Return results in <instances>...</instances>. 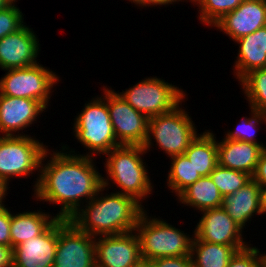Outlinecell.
<instances>
[{"mask_svg": "<svg viewBox=\"0 0 266 267\" xmlns=\"http://www.w3.org/2000/svg\"><path fill=\"white\" fill-rule=\"evenodd\" d=\"M61 147L60 152L45 150L33 196L37 201L60 205L56 216L69 219L98 193L103 176L94 165V157L77 154L68 145Z\"/></svg>", "mask_w": 266, "mask_h": 267, "instance_id": "obj_1", "label": "cell"}, {"mask_svg": "<svg viewBox=\"0 0 266 267\" xmlns=\"http://www.w3.org/2000/svg\"><path fill=\"white\" fill-rule=\"evenodd\" d=\"M104 190L108 188L102 186L69 220L80 231L93 237L134 231L145 207L134 197L118 193L117 190L104 195Z\"/></svg>", "mask_w": 266, "mask_h": 267, "instance_id": "obj_2", "label": "cell"}, {"mask_svg": "<svg viewBox=\"0 0 266 267\" xmlns=\"http://www.w3.org/2000/svg\"><path fill=\"white\" fill-rule=\"evenodd\" d=\"M144 146L121 145L112 149L104 156L106 177H102V185L107 188L111 183L121 191L118 193L134 197L141 204L152 194L153 183L145 165ZM110 181V182H109Z\"/></svg>", "mask_w": 266, "mask_h": 267, "instance_id": "obj_3", "label": "cell"}, {"mask_svg": "<svg viewBox=\"0 0 266 267\" xmlns=\"http://www.w3.org/2000/svg\"><path fill=\"white\" fill-rule=\"evenodd\" d=\"M104 94V95H103ZM100 97L92 98L74 119L73 135L79 143L88 149V153L80 154L95 157L104 156L112 149L121 146L111 123L106 103V87ZM94 155V156H93Z\"/></svg>", "mask_w": 266, "mask_h": 267, "instance_id": "obj_4", "label": "cell"}, {"mask_svg": "<svg viewBox=\"0 0 266 267\" xmlns=\"http://www.w3.org/2000/svg\"><path fill=\"white\" fill-rule=\"evenodd\" d=\"M147 214L144 210L134 229L140 242L142 259L191 255L192 235L174 227L166 220Z\"/></svg>", "mask_w": 266, "mask_h": 267, "instance_id": "obj_5", "label": "cell"}, {"mask_svg": "<svg viewBox=\"0 0 266 267\" xmlns=\"http://www.w3.org/2000/svg\"><path fill=\"white\" fill-rule=\"evenodd\" d=\"M182 103L170 112L149 118L148 136L144 144L146 152L150 151L154 142L169 158L182 155L189 148L199 133L189 112L181 108Z\"/></svg>", "mask_w": 266, "mask_h": 267, "instance_id": "obj_6", "label": "cell"}, {"mask_svg": "<svg viewBox=\"0 0 266 267\" xmlns=\"http://www.w3.org/2000/svg\"><path fill=\"white\" fill-rule=\"evenodd\" d=\"M48 146L36 137L26 135L0 136V179L8 186L10 179L28 178L38 172L33 190L39 180L42 156ZM36 170V171H35ZM34 171V172H33ZM15 176V177H14ZM28 176V177H27Z\"/></svg>", "mask_w": 266, "mask_h": 267, "instance_id": "obj_7", "label": "cell"}, {"mask_svg": "<svg viewBox=\"0 0 266 267\" xmlns=\"http://www.w3.org/2000/svg\"><path fill=\"white\" fill-rule=\"evenodd\" d=\"M119 95L136 111L148 119L172 111L182 101L185 102L186 91L165 82L161 78L146 77Z\"/></svg>", "mask_w": 266, "mask_h": 267, "instance_id": "obj_8", "label": "cell"}, {"mask_svg": "<svg viewBox=\"0 0 266 267\" xmlns=\"http://www.w3.org/2000/svg\"><path fill=\"white\" fill-rule=\"evenodd\" d=\"M5 71L0 79V95L37 100L48 108L52 89L60 82L58 74L39 63Z\"/></svg>", "mask_w": 266, "mask_h": 267, "instance_id": "obj_9", "label": "cell"}, {"mask_svg": "<svg viewBox=\"0 0 266 267\" xmlns=\"http://www.w3.org/2000/svg\"><path fill=\"white\" fill-rule=\"evenodd\" d=\"M53 267H96L95 237L69 219L58 218V243Z\"/></svg>", "mask_w": 266, "mask_h": 267, "instance_id": "obj_10", "label": "cell"}, {"mask_svg": "<svg viewBox=\"0 0 266 267\" xmlns=\"http://www.w3.org/2000/svg\"><path fill=\"white\" fill-rule=\"evenodd\" d=\"M106 103L118 143L144 146L149 119L133 109L112 87L109 89L106 86Z\"/></svg>", "mask_w": 266, "mask_h": 267, "instance_id": "obj_11", "label": "cell"}, {"mask_svg": "<svg viewBox=\"0 0 266 267\" xmlns=\"http://www.w3.org/2000/svg\"><path fill=\"white\" fill-rule=\"evenodd\" d=\"M96 267H134L141 259L135 231L95 237Z\"/></svg>", "mask_w": 266, "mask_h": 267, "instance_id": "obj_12", "label": "cell"}, {"mask_svg": "<svg viewBox=\"0 0 266 267\" xmlns=\"http://www.w3.org/2000/svg\"><path fill=\"white\" fill-rule=\"evenodd\" d=\"M40 50L35 32L24 25L0 39V68L5 71L33 66L39 63L37 57Z\"/></svg>", "mask_w": 266, "mask_h": 267, "instance_id": "obj_13", "label": "cell"}, {"mask_svg": "<svg viewBox=\"0 0 266 267\" xmlns=\"http://www.w3.org/2000/svg\"><path fill=\"white\" fill-rule=\"evenodd\" d=\"M201 214L202 217L192 234L193 240L223 245H248L242 237L243 229L222 207L206 209L201 211Z\"/></svg>", "mask_w": 266, "mask_h": 267, "instance_id": "obj_14", "label": "cell"}, {"mask_svg": "<svg viewBox=\"0 0 266 267\" xmlns=\"http://www.w3.org/2000/svg\"><path fill=\"white\" fill-rule=\"evenodd\" d=\"M58 243V218L39 236L13 248V267H53Z\"/></svg>", "mask_w": 266, "mask_h": 267, "instance_id": "obj_15", "label": "cell"}, {"mask_svg": "<svg viewBox=\"0 0 266 267\" xmlns=\"http://www.w3.org/2000/svg\"><path fill=\"white\" fill-rule=\"evenodd\" d=\"M263 26H266V0H244L212 27H217L232 41H236Z\"/></svg>", "mask_w": 266, "mask_h": 267, "instance_id": "obj_16", "label": "cell"}, {"mask_svg": "<svg viewBox=\"0 0 266 267\" xmlns=\"http://www.w3.org/2000/svg\"><path fill=\"white\" fill-rule=\"evenodd\" d=\"M44 110L46 107L37 100L0 95V133L2 136L25 135V129L36 123Z\"/></svg>", "mask_w": 266, "mask_h": 267, "instance_id": "obj_17", "label": "cell"}, {"mask_svg": "<svg viewBox=\"0 0 266 267\" xmlns=\"http://www.w3.org/2000/svg\"><path fill=\"white\" fill-rule=\"evenodd\" d=\"M219 141L217 140L218 165L245 172L252 177L259 158L266 147L251 142L225 138Z\"/></svg>", "mask_w": 266, "mask_h": 267, "instance_id": "obj_18", "label": "cell"}, {"mask_svg": "<svg viewBox=\"0 0 266 267\" xmlns=\"http://www.w3.org/2000/svg\"><path fill=\"white\" fill-rule=\"evenodd\" d=\"M235 42L238 44L239 50L237 60L233 65V72L239 82L251 71L266 66V26L240 37Z\"/></svg>", "mask_w": 266, "mask_h": 267, "instance_id": "obj_19", "label": "cell"}, {"mask_svg": "<svg viewBox=\"0 0 266 267\" xmlns=\"http://www.w3.org/2000/svg\"><path fill=\"white\" fill-rule=\"evenodd\" d=\"M259 197L260 186L251 179L236 193L224 196L221 207L238 226L244 229L254 213L261 216Z\"/></svg>", "mask_w": 266, "mask_h": 267, "instance_id": "obj_20", "label": "cell"}, {"mask_svg": "<svg viewBox=\"0 0 266 267\" xmlns=\"http://www.w3.org/2000/svg\"><path fill=\"white\" fill-rule=\"evenodd\" d=\"M58 217L49 212L24 211L22 213L11 212L10 236L11 247L19 245L26 240L42 234Z\"/></svg>", "mask_w": 266, "mask_h": 267, "instance_id": "obj_21", "label": "cell"}, {"mask_svg": "<svg viewBox=\"0 0 266 267\" xmlns=\"http://www.w3.org/2000/svg\"><path fill=\"white\" fill-rule=\"evenodd\" d=\"M184 206L201 212L206 209L220 208L222 195L210 176H202L195 183L184 189L177 197Z\"/></svg>", "mask_w": 266, "mask_h": 267, "instance_id": "obj_22", "label": "cell"}, {"mask_svg": "<svg viewBox=\"0 0 266 267\" xmlns=\"http://www.w3.org/2000/svg\"><path fill=\"white\" fill-rule=\"evenodd\" d=\"M210 131L198 134L184 153L201 177L209 176L218 165L217 139L213 131Z\"/></svg>", "mask_w": 266, "mask_h": 267, "instance_id": "obj_23", "label": "cell"}, {"mask_svg": "<svg viewBox=\"0 0 266 267\" xmlns=\"http://www.w3.org/2000/svg\"><path fill=\"white\" fill-rule=\"evenodd\" d=\"M248 245H223L201 240H192L191 258L193 267H228L231 257Z\"/></svg>", "mask_w": 266, "mask_h": 267, "instance_id": "obj_24", "label": "cell"}, {"mask_svg": "<svg viewBox=\"0 0 266 267\" xmlns=\"http://www.w3.org/2000/svg\"><path fill=\"white\" fill-rule=\"evenodd\" d=\"M171 164L168 171L167 186L175 196H178L184 189L195 183L201 175L195 170L192 161L185 155L170 157Z\"/></svg>", "mask_w": 266, "mask_h": 267, "instance_id": "obj_25", "label": "cell"}, {"mask_svg": "<svg viewBox=\"0 0 266 267\" xmlns=\"http://www.w3.org/2000/svg\"><path fill=\"white\" fill-rule=\"evenodd\" d=\"M249 107L266 115V66L245 75L239 82Z\"/></svg>", "mask_w": 266, "mask_h": 267, "instance_id": "obj_26", "label": "cell"}, {"mask_svg": "<svg viewBox=\"0 0 266 267\" xmlns=\"http://www.w3.org/2000/svg\"><path fill=\"white\" fill-rule=\"evenodd\" d=\"M209 176L217 186L222 197L236 193L252 179L245 172L224 168L220 165H217Z\"/></svg>", "mask_w": 266, "mask_h": 267, "instance_id": "obj_27", "label": "cell"}, {"mask_svg": "<svg viewBox=\"0 0 266 267\" xmlns=\"http://www.w3.org/2000/svg\"><path fill=\"white\" fill-rule=\"evenodd\" d=\"M244 0H191L198 5L199 19L203 25L212 27L225 14L233 11Z\"/></svg>", "mask_w": 266, "mask_h": 267, "instance_id": "obj_28", "label": "cell"}, {"mask_svg": "<svg viewBox=\"0 0 266 267\" xmlns=\"http://www.w3.org/2000/svg\"><path fill=\"white\" fill-rule=\"evenodd\" d=\"M251 116L250 117H243L241 122L237 124L236 129L234 131H226L224 138L230 140H237V141H246L255 144H259L261 147H266L265 144L262 142H258V138L256 137V133L258 130L259 124H266V115H263L260 112H257L255 109L250 108ZM257 140V141H256Z\"/></svg>", "mask_w": 266, "mask_h": 267, "instance_id": "obj_29", "label": "cell"}, {"mask_svg": "<svg viewBox=\"0 0 266 267\" xmlns=\"http://www.w3.org/2000/svg\"><path fill=\"white\" fill-rule=\"evenodd\" d=\"M22 11L17 7L16 2L0 10V39L8 34L18 31L26 24Z\"/></svg>", "mask_w": 266, "mask_h": 267, "instance_id": "obj_30", "label": "cell"}, {"mask_svg": "<svg viewBox=\"0 0 266 267\" xmlns=\"http://www.w3.org/2000/svg\"><path fill=\"white\" fill-rule=\"evenodd\" d=\"M251 245L238 250L231 257L228 267H266V254H261L258 247Z\"/></svg>", "mask_w": 266, "mask_h": 267, "instance_id": "obj_31", "label": "cell"}, {"mask_svg": "<svg viewBox=\"0 0 266 267\" xmlns=\"http://www.w3.org/2000/svg\"><path fill=\"white\" fill-rule=\"evenodd\" d=\"M10 224V209L5 206L0 207V245L11 246Z\"/></svg>", "mask_w": 266, "mask_h": 267, "instance_id": "obj_32", "label": "cell"}, {"mask_svg": "<svg viewBox=\"0 0 266 267\" xmlns=\"http://www.w3.org/2000/svg\"><path fill=\"white\" fill-rule=\"evenodd\" d=\"M151 261L154 267H193L191 255L160 257Z\"/></svg>", "mask_w": 266, "mask_h": 267, "instance_id": "obj_33", "label": "cell"}, {"mask_svg": "<svg viewBox=\"0 0 266 267\" xmlns=\"http://www.w3.org/2000/svg\"><path fill=\"white\" fill-rule=\"evenodd\" d=\"M252 179L260 186L266 187V148L263 150L257 163Z\"/></svg>", "mask_w": 266, "mask_h": 267, "instance_id": "obj_34", "label": "cell"}, {"mask_svg": "<svg viewBox=\"0 0 266 267\" xmlns=\"http://www.w3.org/2000/svg\"><path fill=\"white\" fill-rule=\"evenodd\" d=\"M13 248L0 245V267H13Z\"/></svg>", "mask_w": 266, "mask_h": 267, "instance_id": "obj_35", "label": "cell"}, {"mask_svg": "<svg viewBox=\"0 0 266 267\" xmlns=\"http://www.w3.org/2000/svg\"><path fill=\"white\" fill-rule=\"evenodd\" d=\"M128 1V0H127ZM182 2L183 0H129V2H131V3H134L135 5H137L138 7H151V6H156L157 7V5H159V6H163V5H165V7H166V5L168 6V5H170V4H172L173 5V3H178V2Z\"/></svg>", "mask_w": 266, "mask_h": 267, "instance_id": "obj_36", "label": "cell"}, {"mask_svg": "<svg viewBox=\"0 0 266 267\" xmlns=\"http://www.w3.org/2000/svg\"><path fill=\"white\" fill-rule=\"evenodd\" d=\"M260 213L266 215V187H260Z\"/></svg>", "mask_w": 266, "mask_h": 267, "instance_id": "obj_37", "label": "cell"}, {"mask_svg": "<svg viewBox=\"0 0 266 267\" xmlns=\"http://www.w3.org/2000/svg\"><path fill=\"white\" fill-rule=\"evenodd\" d=\"M9 188L11 187H8V185L0 179V207L6 206L3 200L6 199V196L8 194L7 190H9Z\"/></svg>", "mask_w": 266, "mask_h": 267, "instance_id": "obj_38", "label": "cell"}, {"mask_svg": "<svg viewBox=\"0 0 266 267\" xmlns=\"http://www.w3.org/2000/svg\"><path fill=\"white\" fill-rule=\"evenodd\" d=\"M134 267H154L151 260L141 259Z\"/></svg>", "mask_w": 266, "mask_h": 267, "instance_id": "obj_39", "label": "cell"}, {"mask_svg": "<svg viewBox=\"0 0 266 267\" xmlns=\"http://www.w3.org/2000/svg\"><path fill=\"white\" fill-rule=\"evenodd\" d=\"M13 1L12 0H0V10L4 9L8 5H10Z\"/></svg>", "mask_w": 266, "mask_h": 267, "instance_id": "obj_40", "label": "cell"}]
</instances>
